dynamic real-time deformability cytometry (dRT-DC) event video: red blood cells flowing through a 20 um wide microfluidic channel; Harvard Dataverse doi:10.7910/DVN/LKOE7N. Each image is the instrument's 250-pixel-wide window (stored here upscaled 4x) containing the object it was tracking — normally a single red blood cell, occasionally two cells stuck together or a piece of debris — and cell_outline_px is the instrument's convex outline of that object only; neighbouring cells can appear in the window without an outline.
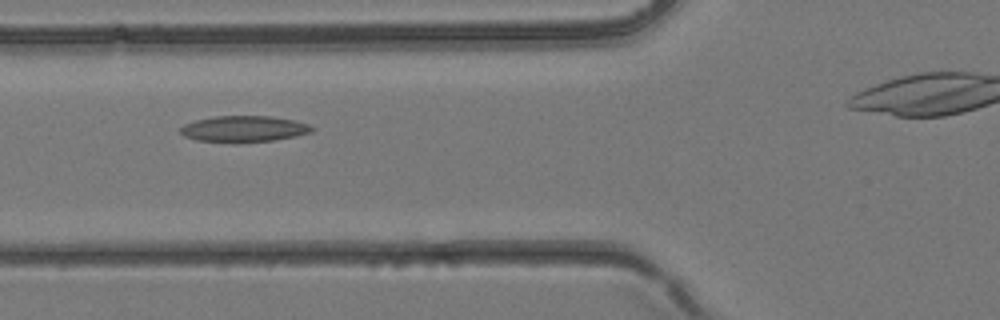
{"species": "common noctule bat (a hibernating species)", "species_latin": "Nyctalus noctula", "temperature_condition": "room temperature", "stored_images_in_passage": 16, "camera_frame_rate_fps": 3000, "um_per_image_px": 0.085, "animal": {"sex": "female", "body_mass_g": 24.6, "forearm_length_mm": 56.2}, "frame": {"image": 1, "passage_image": 3, "time_ms": 0.667, "image_size_px": [1000, 320], "cell_outline_px": [[316, 128], [312, 132], [296, 136], [272, 140], [196, 140], [184, 136], [180, 132], [180, 128], [184, 124], [196, 120], [216, 116], [272, 116], [292, 120], [308, 124]], "centroid_in_image_um": [20.76, 10.91], "position_along_channel_um": 105.0, "area_um2": 19.25}}
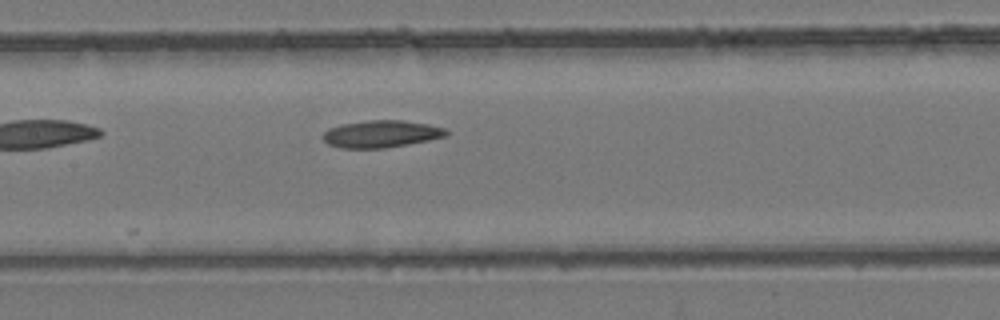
{"frame": {"image": 2, "passage_image": 7, "time_ms": 2.0, "image_size_px": [1000, 320], "cell_outline_px": [[448, 132], [444, 136], [428, 140], [408, 144], [384, 148], [340, 148], [328, 144], [324, 140], [324, 132], [328, 128], [340, 124], [368, 120], [404, 120], [428, 124], [444, 128]], "centroid_in_image_um": [32.37, 11.38], "position_along_channel_um": 175.0, "area_um2": 19.42}}
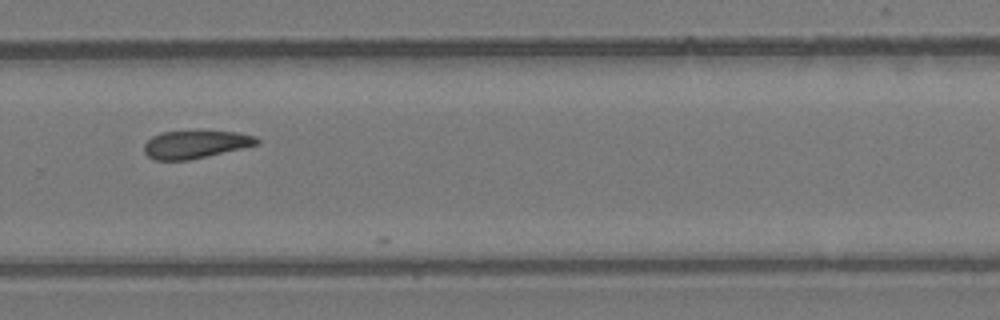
{"frame": {"image": 3, "passage_image": 15, "time_ms": 4.667, "image_size_px": [1000, 320], "cell_outline_px": [[260, 144], [188, 160], [152, 160], [144, 152], [144, 144], [152, 136], [160, 132], [236, 132], [256, 136], [260, 140]], "centroid_in_image_um": [16.6, 12.28], "position_along_channel_um": 313.2, "area_um2": 18.03}}